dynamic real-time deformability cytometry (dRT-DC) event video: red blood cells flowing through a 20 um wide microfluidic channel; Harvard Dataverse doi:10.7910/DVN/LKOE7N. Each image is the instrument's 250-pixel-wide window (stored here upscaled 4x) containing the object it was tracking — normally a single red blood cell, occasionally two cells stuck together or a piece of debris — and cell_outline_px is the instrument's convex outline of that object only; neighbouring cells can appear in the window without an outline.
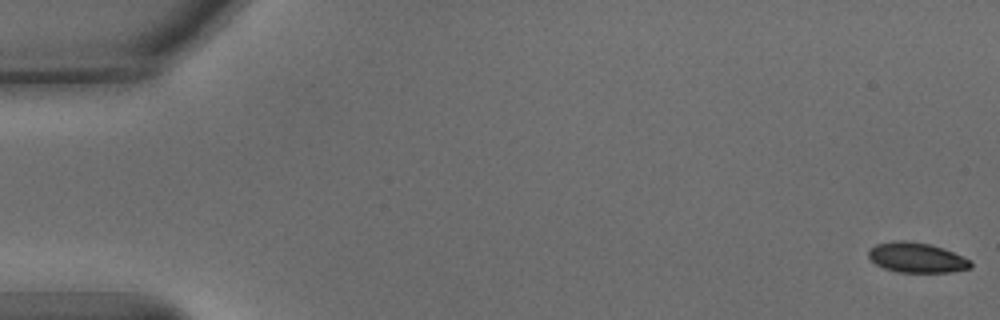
{"species": "common noctule bat (a hibernating species)", "species_latin": "Nyctalus noctula", "temperature_condition": "warm", "stored_images_in_passage": 12, "camera_frame_rate_fps": 3000, "um_per_image_px": 0.085, "animal": {"sex": "male", "body_mass_g": 15.6}, "frame": {"image": 1, "passage_image": 1, "time_ms": 0.0, "image_size_px": [1000, 320], "cell_outline_px": [[972, 268], [952, 272], [896, 272], [884, 268], [876, 264], [868, 256], [868, 252], [876, 244], [896, 240], [904, 240], [928, 244], [944, 248], [972, 260]], "centroid_in_image_um": [77.96, 21.9], "position_along_channel_um": 7.0, "area_um2": 17.92}}
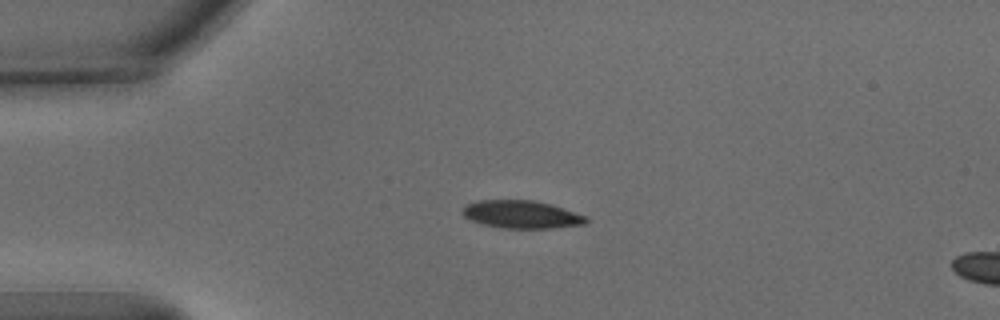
{"frame": {"image": 2, "passage_image": 8, "time_ms": 2.333, "image_size_px": [1000, 320], "cell_outline_px": [[588, 220], [584, 224], [552, 228], [504, 228], [480, 224], [464, 216], [460, 212], [464, 204], [476, 200], [532, 200], [552, 204], [584, 216]], "centroid_in_image_um": [44.24, 18.22], "position_along_channel_um": 40.8, "area_um2": 20.06}}